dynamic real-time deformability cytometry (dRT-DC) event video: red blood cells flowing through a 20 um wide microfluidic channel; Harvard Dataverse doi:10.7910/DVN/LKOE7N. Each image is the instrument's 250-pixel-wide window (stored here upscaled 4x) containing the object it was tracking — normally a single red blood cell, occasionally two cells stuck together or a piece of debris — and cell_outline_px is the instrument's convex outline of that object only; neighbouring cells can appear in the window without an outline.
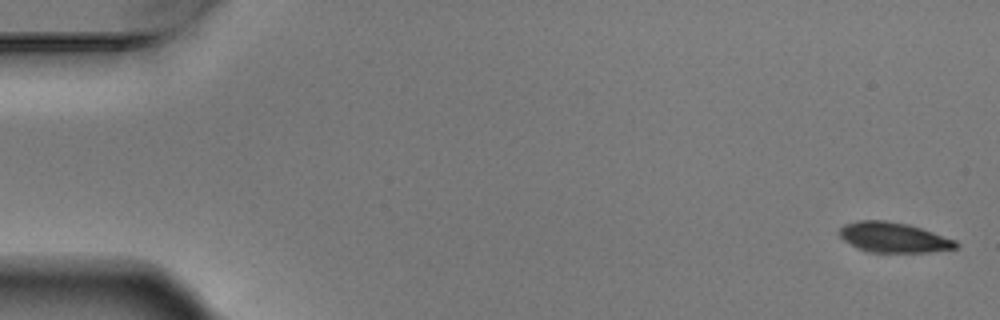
{"species": "Egyptian fruit bat (a non-hibernating species)", "species_latin": "Rousettus aegyptiacus", "temperature_condition": "warm", "stored_images_in_passage": 6, "camera_frame_rate_fps": 3000, "um_per_image_px": 0.085, "animal": {"sex": "male"}, "frame": {"image": 1, "passage_image": 1, "time_ms": 0.0, "image_size_px": [1000, 320], "cell_outline_px": [[960, 244], [956, 248], [928, 252], [876, 252], [860, 248], [844, 240], [840, 236], [840, 228], [844, 224], [856, 220], [888, 220], [908, 224], [956, 240]], "centroid_in_image_um": [75.97, 20.16], "position_along_channel_um": 9.0, "area_um2": 20.17}}
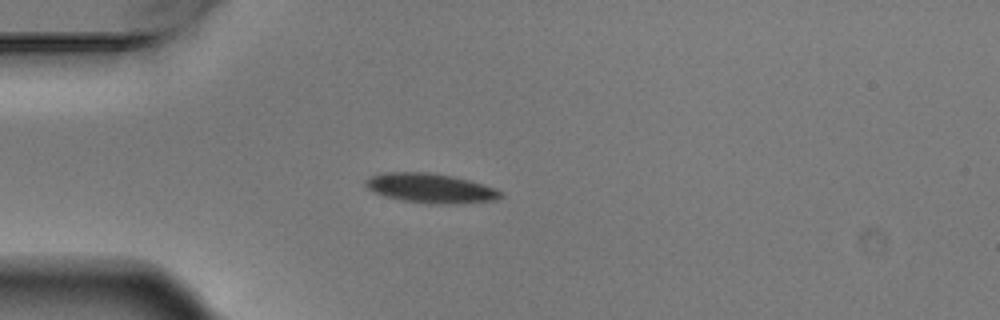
{"frame": {"image": 2, "passage_image": 4, "time_ms": 1.0, "image_size_px": [1000, 320], "cell_outline_px": [[504, 196], [496, 200], [444, 204], [428, 204], [400, 200], [384, 196], [372, 192], [364, 184], [364, 180], [372, 176], [384, 172], [428, 172], [452, 176], [468, 180], [496, 188], [504, 192]], "centroid_in_image_um": [36.58, 16.0], "position_along_channel_um": 48.4, "area_um2": 23.35}}
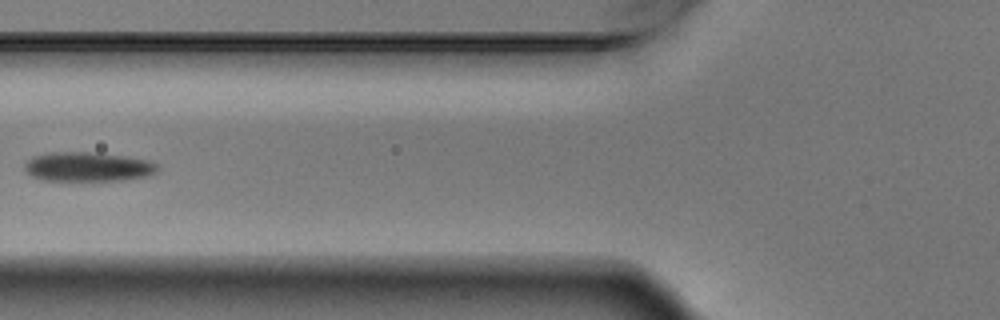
{"frame": {"image": 3, "passage_image": 6, "time_ms": 1.667, "image_size_px": [1000, 320], "cell_outline_px": [[156, 172], [144, 176], [124, 180], [40, 180], [32, 176], [24, 168], [24, 164], [32, 156], [56, 152], [88, 152], [124, 156], [148, 160], [156, 164]], "centroid_in_image_um": [7.42, 14.17], "position_along_channel_um": 118.4, "area_um2": 22.37}}